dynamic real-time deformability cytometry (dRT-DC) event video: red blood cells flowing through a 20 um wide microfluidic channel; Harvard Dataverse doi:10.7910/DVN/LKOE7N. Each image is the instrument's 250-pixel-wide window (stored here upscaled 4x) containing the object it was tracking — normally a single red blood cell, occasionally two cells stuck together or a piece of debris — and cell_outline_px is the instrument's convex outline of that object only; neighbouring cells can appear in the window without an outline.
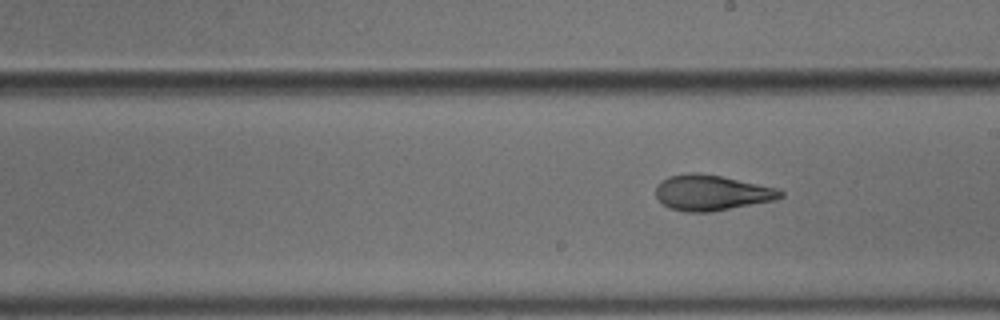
{"species": "common noctule bat (a hibernating species)", "species_latin": "Nyctalus noctula", "temperature_condition": "cold", "stored_images_in_passage": 8, "segment_of_instrument_passage": [2, 2], "camera_frame_rate_fps": 3000, "um_per_image_px": 0.085, "animal": {"sex": "male", "body_mass_g": 18.8}, "frame": {"image": 1, "passage_image": 8, "time_ms": 2.333, "image_size_px": [1000, 320], "cell_outline_px": [[784, 196], [776, 200], [712, 212], [688, 212], [668, 208], [656, 196], [656, 184], [660, 180], [668, 176], [688, 172], [700, 172], [720, 176], [776, 188], [784, 192]], "centroid_in_image_um": [60.46, 16.38], "position_along_channel_um": 228.5, "area_um2": 25.95}}